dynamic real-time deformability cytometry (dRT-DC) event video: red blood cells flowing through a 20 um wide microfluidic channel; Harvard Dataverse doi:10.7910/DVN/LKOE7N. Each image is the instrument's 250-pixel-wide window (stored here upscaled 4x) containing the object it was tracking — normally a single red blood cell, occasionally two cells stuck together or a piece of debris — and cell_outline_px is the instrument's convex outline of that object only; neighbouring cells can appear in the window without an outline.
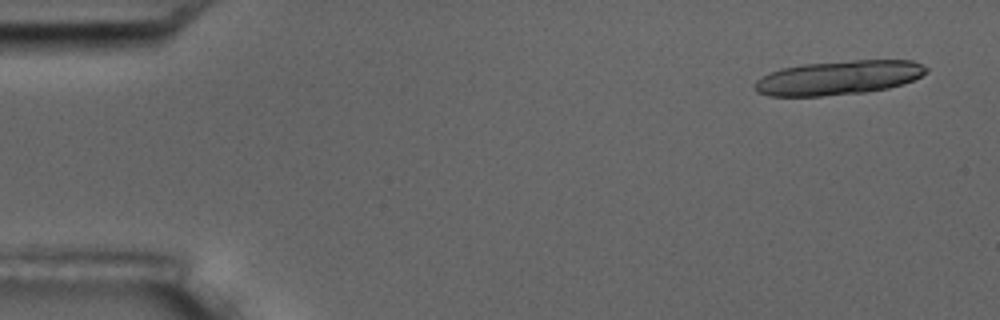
{"species": "common noctule bat (a hibernating species)", "species_latin": "Nyctalus noctula", "temperature_condition": "room temperature", "stored_images_in_passage": 7, "camera_frame_rate_fps": 3000, "um_per_image_px": 0.085, "animal": {"sex": "male", "body_mass_g": 17.5, "forearm_length_mm": 52.3}, "frame": {"image": 1, "passage_image": 1, "time_ms": 0.0, "image_size_px": [1000, 320], "cell_outline_px": [[928, 72], [904, 84], [888, 88], [868, 92], [820, 96], [768, 96], [756, 92], [756, 80], [772, 72], [784, 68], [804, 64], [852, 60], [912, 60], [928, 68]], "centroid_in_image_um": [71.32, 6.61], "position_along_channel_um": 13.7, "area_um2": 33.99}}